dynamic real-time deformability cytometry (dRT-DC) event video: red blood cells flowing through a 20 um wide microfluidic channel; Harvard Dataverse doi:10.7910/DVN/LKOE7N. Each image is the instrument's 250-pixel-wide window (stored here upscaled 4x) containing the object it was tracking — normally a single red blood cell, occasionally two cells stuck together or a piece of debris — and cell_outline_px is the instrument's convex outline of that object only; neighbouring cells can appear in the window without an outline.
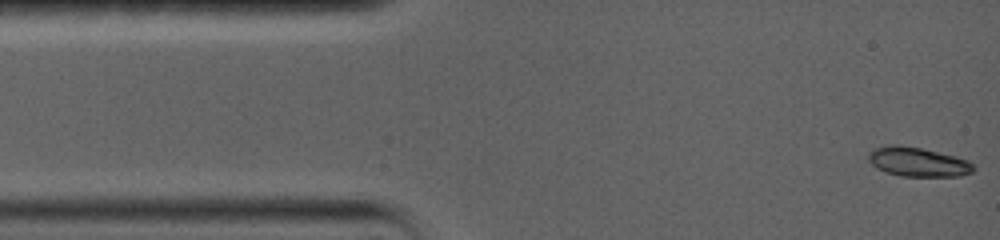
{"species": "common noctule bat (a hibernating species)", "species_latin": "Nyctalus noctula", "temperature_condition": "warm", "stored_images_in_passage": 30, "camera_frame_rate_fps": 5000, "um_per_image_px": 0.085, "animal": {"sex": "female", "body_mass_g": 19.0, "forearm_length_mm": 56.7}, "frame": {"image": 1, "passage_image": 1, "time_ms": 0.0, "image_size_px": [1000, 240], "cell_outline_px": [[976, 168], [972, 172], [960, 176], [900, 176], [884, 172], [876, 168], [868, 160], [868, 152], [876, 148], [888, 144], [900, 144], [920, 148], [956, 156], [968, 160]], "centroid_in_image_um": [78.0, 13.76], "position_along_channel_um": 7.0, "area_um2": 18.09}}
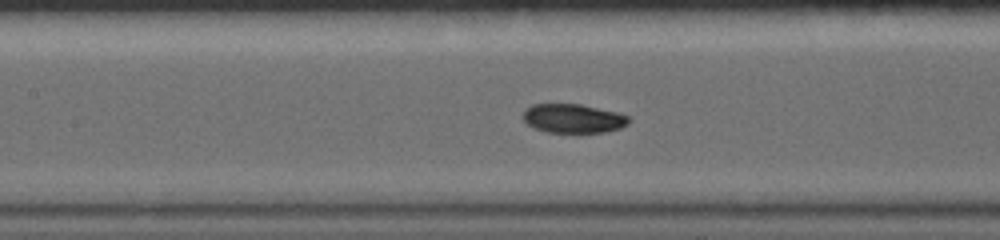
{"frame": {"image": 2, "passage_image": 22, "time_ms": 6.4, "image_size_px": [1000, 240], "cell_outline_px": [[632, 120], [628, 124], [620, 128], [604, 132], [548, 132], [532, 128], [520, 116], [524, 108], [532, 104], [580, 104], [620, 112], [628, 116]], "centroid_in_image_um": [48.7, 10.05], "position_along_channel_um": 158.7, "area_um2": 18.21}}
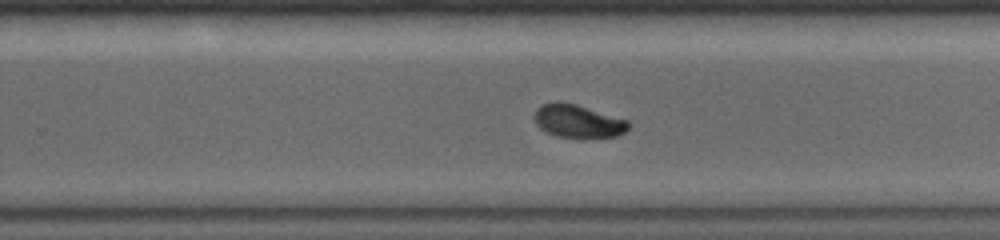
{"frame": {"image": 3, "passage_image": 30, "time_ms": 9.8, "image_size_px": [1000, 240], "cell_outline_px": [[628, 128], [624, 132], [616, 136], [556, 136], [540, 128], [536, 124], [536, 108], [540, 104], [556, 100], [560, 100], [576, 104], [628, 120]], "centroid_in_image_um": [49.09, 10.25], "position_along_channel_um": 280.7, "area_um2": 17.74}}